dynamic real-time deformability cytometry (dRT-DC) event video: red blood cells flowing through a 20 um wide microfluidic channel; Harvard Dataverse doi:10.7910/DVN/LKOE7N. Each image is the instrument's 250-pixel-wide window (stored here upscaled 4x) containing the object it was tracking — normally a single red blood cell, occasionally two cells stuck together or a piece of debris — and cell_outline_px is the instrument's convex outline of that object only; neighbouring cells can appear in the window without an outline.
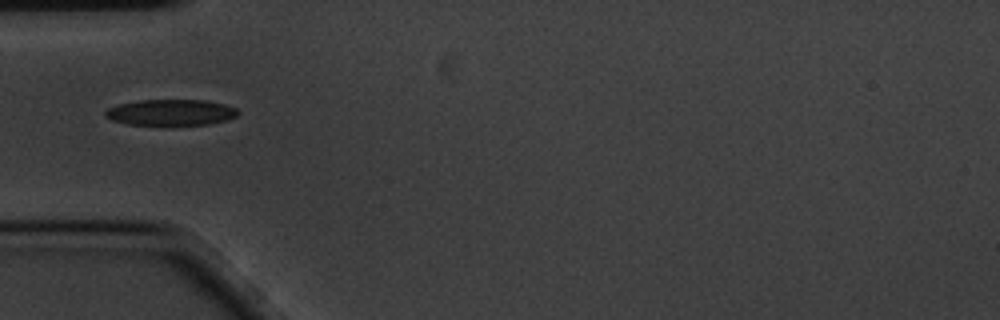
{"species": "common noctule bat (a hibernating species)", "species_latin": "Nyctalus noctula", "temperature_condition": "cold", "stored_images_in_passage": 3, "camera_frame_rate_fps": 3000, "um_per_image_px": 0.085, "animal": {"sex": "male", "body_mass_g": 20.1, "forearm_length_mm": 53.5}, "frame": {"image": 1, "passage_image": 1, "time_ms": 0.0, "image_size_px": [1000, 320], "cell_outline_px": [[240, 112], [236, 116], [228, 120], [208, 124], [128, 124], [112, 120], [104, 116], [104, 112], [108, 108], [120, 104], [136, 100], [204, 100], [224, 104], [236, 108]], "centroid_in_image_um": [14.53, 9.54], "position_along_channel_um": 70.5, "area_um2": 19.94}}
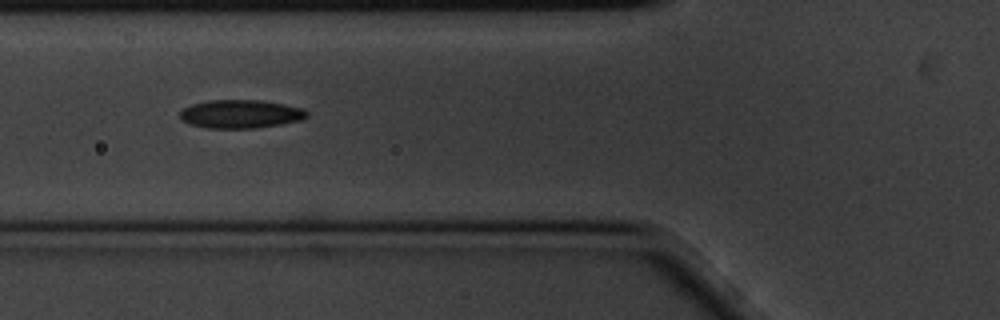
{"frame": {"image": 2, "passage_image": 2, "time_ms": 0.333, "image_size_px": [1000, 320], "cell_outline_px": [[308, 116], [300, 120], [280, 124], [256, 128], [208, 128], [188, 124], [180, 120], [180, 112], [184, 108], [192, 104], [208, 100], [260, 100], [284, 104], [304, 108], [308, 112]], "centroid_in_image_um": [20.44, 9.69], "position_along_channel_um": 105.4, "area_um2": 21.1}}
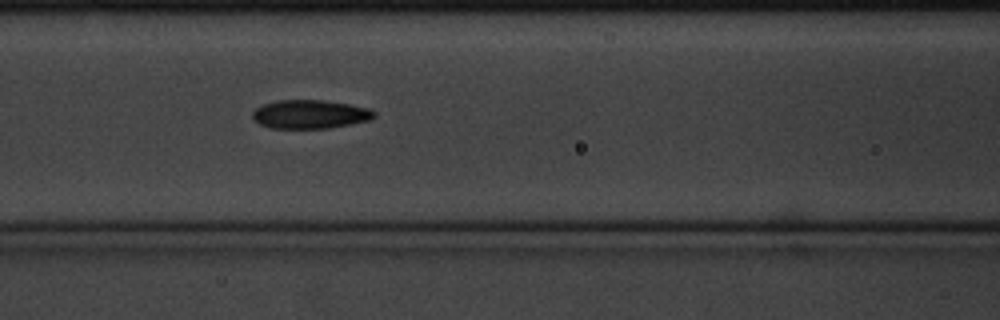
{"frame": {"image": 3, "passage_image": 3, "time_ms": 0.667, "image_size_px": [1000, 320], "cell_outline_px": [[376, 116], [372, 120], [328, 128], [268, 128], [260, 124], [252, 116], [252, 112], [256, 108], [264, 104], [276, 100], [324, 100], [372, 108], [376, 112]], "centroid_in_image_um": [26.4, 9.71], "position_along_channel_um": 140.2, "area_um2": 20.46}}